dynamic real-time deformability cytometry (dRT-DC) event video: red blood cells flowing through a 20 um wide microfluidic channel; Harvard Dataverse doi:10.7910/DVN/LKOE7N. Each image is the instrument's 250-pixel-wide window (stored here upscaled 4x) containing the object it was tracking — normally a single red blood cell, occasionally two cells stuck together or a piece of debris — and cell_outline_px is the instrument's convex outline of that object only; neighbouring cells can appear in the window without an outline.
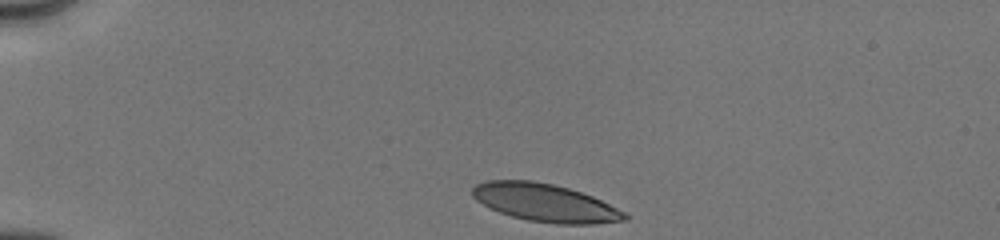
{"species": "human", "species_latin": "Homo sapiens", "temperature_condition": "cold", "stored_images_in_passage": 15, "camera_frame_rate_fps": 3000, "um_per_image_px": 0.085, "donor": {"sex": "male"}, "frame": {"image": 1, "passage_image": 1, "time_ms": 0.0, "image_size_px": [1000, 240], "cell_outline_px": [[628, 220], [592, 224], [556, 224], [528, 220], [512, 216], [500, 212], [476, 200], [472, 196], [472, 188], [476, 184], [488, 180], [532, 180], [552, 184], [568, 188], [592, 196], [624, 212], [628, 216]], "centroid_in_image_um": [46.32, 17.23], "position_along_channel_um": 38.7, "area_um2": 33.29}}
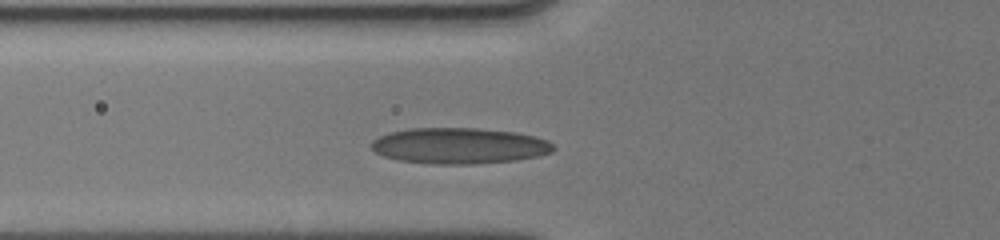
{"frame": {"image": 2, "passage_image": 13, "time_ms": 2.667, "image_size_px": [1000, 240], "cell_outline_px": [[556, 148], [552, 152], [536, 156], [516, 160], [472, 164], [432, 164], [396, 160], [384, 156], [376, 152], [372, 148], [372, 140], [388, 132], [408, 128], [480, 128], [512, 132], [536, 136], [548, 140]], "centroid_in_image_um": [39.03, 12.39], "position_along_channel_um": 86.8, "area_um2": 38.26}}